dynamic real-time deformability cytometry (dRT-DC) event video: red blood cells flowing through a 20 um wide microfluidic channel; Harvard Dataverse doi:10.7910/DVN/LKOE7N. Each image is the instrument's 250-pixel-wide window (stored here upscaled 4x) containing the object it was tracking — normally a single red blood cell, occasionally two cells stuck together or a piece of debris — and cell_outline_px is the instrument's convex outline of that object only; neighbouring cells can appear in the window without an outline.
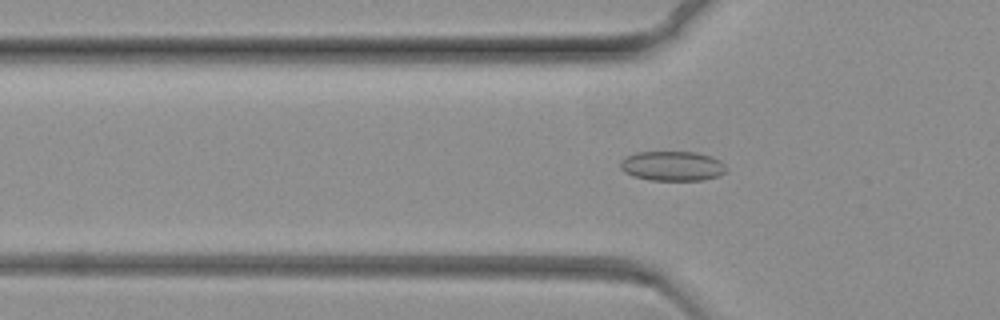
{"species": "common noctule bat (a hibernating species)", "species_latin": "Nyctalus noctula", "temperature_condition": "warm", "stored_images_in_passage": 67, "camera_frame_rate_fps": 3000, "um_per_image_px": 0.085, "animal": {"sex": "female", "body_mass_g": 19.3, "forearm_length_mm": 54.1}, "frame": {"image": 1, "passage_image": 17, "time_ms": 5.333, "image_size_px": [1000, 320], "cell_outline_px": [[728, 168], [720, 176], [704, 180], [648, 180], [632, 176], [624, 172], [620, 168], [620, 160], [636, 152], [696, 152], [712, 156], [720, 160]], "centroid_in_image_um": [57.16, 14.11], "position_along_channel_um": 68.6, "area_um2": 18.55}}
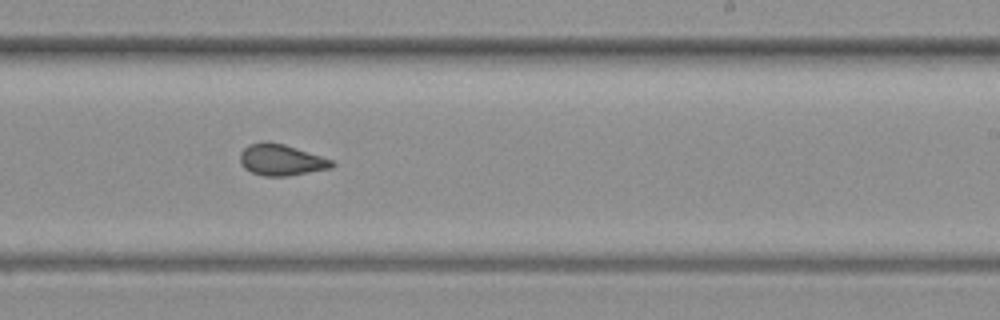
{"frame": {"image": 2, "passage_image": 38, "time_ms": 12.333, "image_size_px": [1000, 320], "cell_outline_px": [[336, 164], [332, 168], [288, 176], [264, 176], [252, 172], [244, 168], [240, 164], [240, 152], [248, 144], [264, 140], [268, 140], [284, 144], [332, 160]], "centroid_in_image_um": [23.87, 13.58], "position_along_channel_um": 265.1, "area_um2": 16.88}}
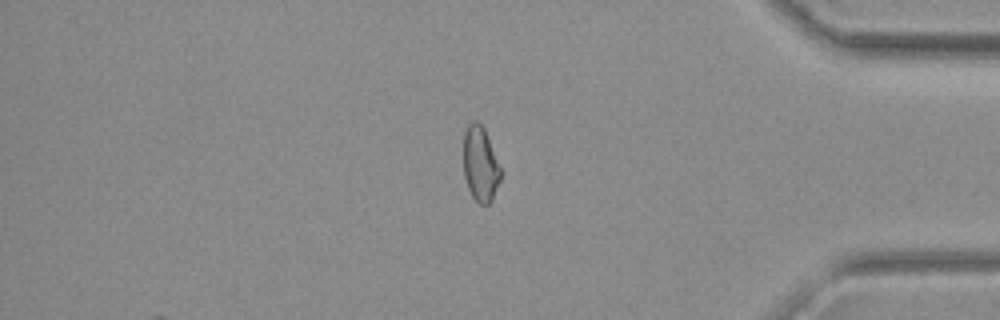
{"frame": {"image": 3, "passage_image": 55, "time_ms": 18.0, "image_size_px": [1000, 320], "cell_outline_px": [[504, 172], [492, 200], [488, 204], [480, 204], [472, 196], [468, 188], [464, 176], [464, 132], [468, 124], [472, 120], [476, 120], [484, 128]], "centroid_in_image_um": [40.86, 13.94], "position_along_channel_um": 394.3, "area_um2": 16.59}}